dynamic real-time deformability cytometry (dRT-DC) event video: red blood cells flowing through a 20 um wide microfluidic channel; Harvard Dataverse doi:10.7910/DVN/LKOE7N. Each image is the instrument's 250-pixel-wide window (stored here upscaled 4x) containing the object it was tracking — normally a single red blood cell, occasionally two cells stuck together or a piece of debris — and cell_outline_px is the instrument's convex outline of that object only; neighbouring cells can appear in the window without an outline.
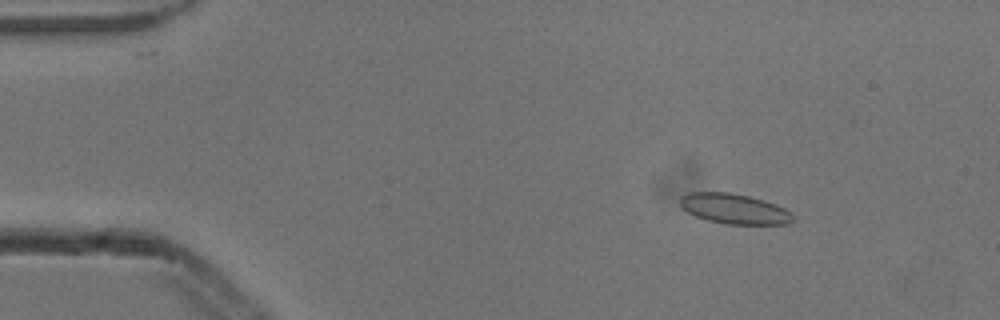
{"species": "common noctule bat (a hibernating species)", "species_latin": "Nyctalus noctula", "temperature_condition": "cold", "stored_images_in_passage": 5, "camera_frame_rate_fps": 3000, "um_per_image_px": 0.085, "animal": {"sex": "male", "body_mass_g": 13.3}, "frame": {"image": 1, "passage_image": 3, "time_ms": 0.667, "image_size_px": [1000, 320], "cell_outline_px": [[796, 220], [788, 224], [724, 224], [708, 220], [696, 216], [680, 208], [680, 196], [688, 192], [728, 192], [748, 196], [764, 200], [776, 204], [792, 212]], "centroid_in_image_um": [62.42, 17.75], "position_along_channel_um": 22.6, "area_um2": 20.06}}